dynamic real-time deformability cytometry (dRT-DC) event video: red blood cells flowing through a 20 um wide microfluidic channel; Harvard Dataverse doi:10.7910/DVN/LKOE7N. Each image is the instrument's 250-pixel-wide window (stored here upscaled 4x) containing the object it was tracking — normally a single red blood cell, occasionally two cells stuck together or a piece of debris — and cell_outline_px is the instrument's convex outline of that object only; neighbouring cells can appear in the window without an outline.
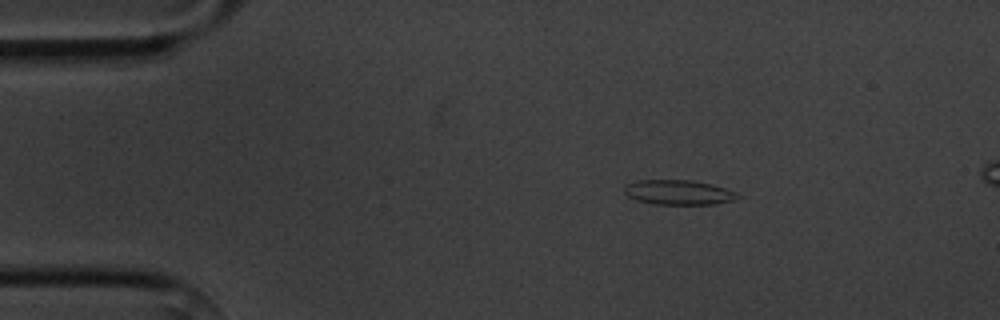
{"species": "common noctule bat (a hibernating species)", "species_latin": "Nyctalus noctula", "temperature_condition": "cold", "stored_images_in_passage": 5, "camera_frame_rate_fps": 3000, "um_per_image_px": 0.085, "animal": {"sex": "male", "body_mass_g": 20.1, "forearm_length_mm": 53.5}, "frame": {"image": 1, "passage_image": 2, "time_ms": 1.333, "image_size_px": [1000, 320], "cell_outline_px": [[740, 196], [732, 200], [716, 204], [656, 204], [636, 200], [628, 196], [624, 192], [624, 184], [636, 180], [692, 180], [712, 184], [736, 192]], "centroid_in_image_um": [57.63, 16.34], "position_along_channel_um": 27.4, "area_um2": 16.36}}
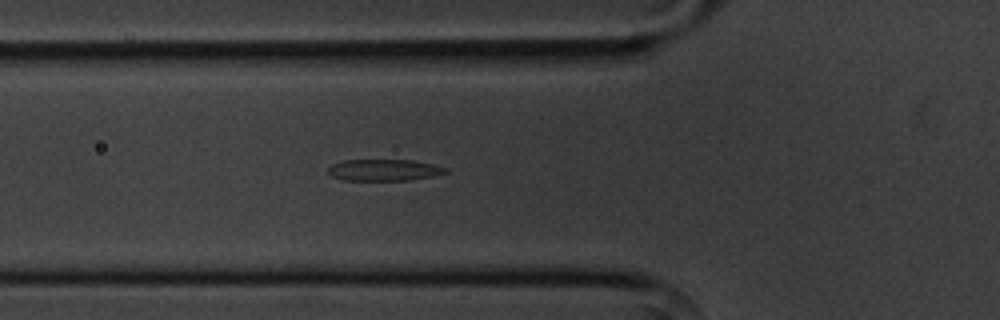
{"frame": {"image": 2, "passage_image": 5, "time_ms": 4.667, "image_size_px": [1000, 320], "cell_outline_px": [[448, 172], [432, 176], [412, 180], [344, 180], [332, 176], [328, 172], [328, 168], [332, 164], [344, 160], [412, 160], [432, 164], [448, 168]], "centroid_in_image_um": [32.65, 14.45], "position_along_channel_um": 93.1, "area_um2": 14.68}}